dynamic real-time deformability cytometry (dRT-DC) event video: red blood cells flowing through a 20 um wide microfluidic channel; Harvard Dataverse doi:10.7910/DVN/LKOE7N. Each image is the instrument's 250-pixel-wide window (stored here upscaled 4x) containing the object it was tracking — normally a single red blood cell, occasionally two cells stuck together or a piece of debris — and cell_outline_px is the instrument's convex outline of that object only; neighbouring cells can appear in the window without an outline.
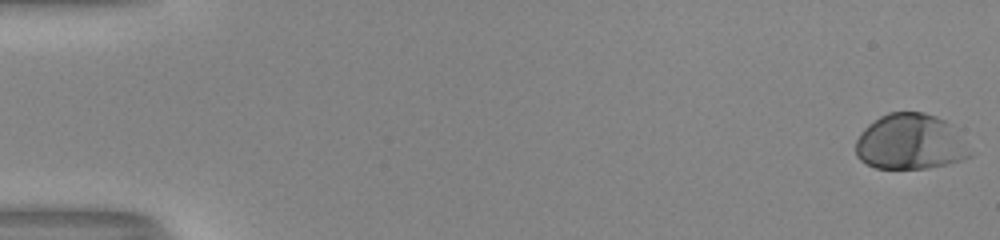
{"species": "human", "species_latin": "Homo sapiens", "temperature_condition": "room temperature", "stored_images_in_passage": 53, "camera_frame_rate_fps": 3000, "um_per_image_px": 0.085, "donor": {"sex": "male"}, "frame": {"image": 1, "passage_image": 1, "time_ms": 0.0, "image_size_px": [1000, 240], "cell_outline_px": [[972, 156], [964, 160], [928, 168], [876, 168], [860, 160], [856, 156], [856, 140], [860, 132], [868, 124], [880, 116], [888, 112], [924, 112], [936, 116], [944, 120], [948, 124]], "centroid_in_image_um": [77.29, 12.07], "position_along_channel_um": 7.7, "area_um2": 36.47}}
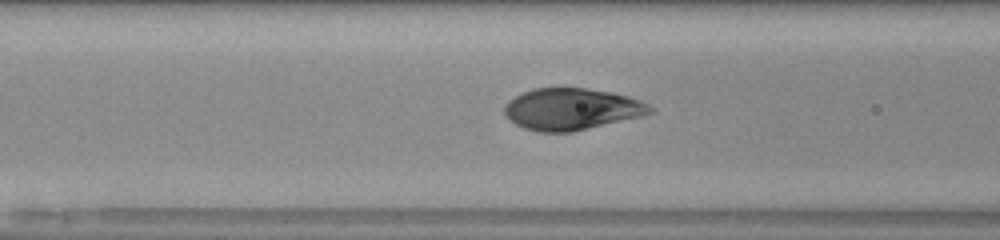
{"frame": {"image": 2, "passage_image": 23, "time_ms": 7.333, "image_size_px": [1000, 240], "cell_outline_px": [[656, 108], [652, 112], [640, 116], [572, 132], [536, 132], [524, 128], [508, 120], [504, 112], [504, 104], [508, 100], [532, 88], [564, 84], [612, 92], [628, 96], [640, 100]], "centroid_in_image_um": [48.54, 9.23], "position_along_channel_um": 118.1, "area_um2": 36.24}}
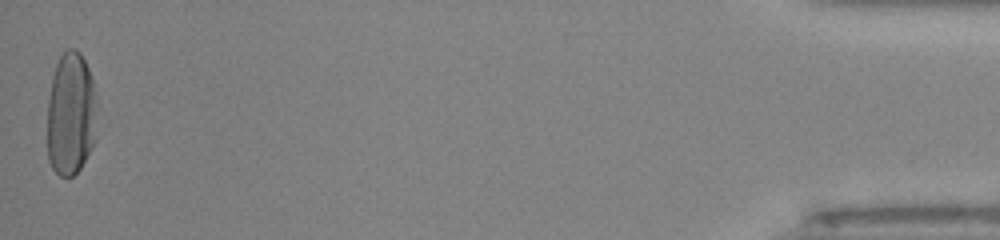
{"frame": {"image": 3, "passage_image": 53, "time_ms": 17.333, "image_size_px": [1000, 240], "cell_outline_px": [[96, 140], [80, 168], [72, 176], [60, 176], [52, 168], [48, 160], [48, 100], [52, 76], [56, 64], [60, 56], [68, 48], [72, 48], [80, 52], [92, 76]], "centroid_in_image_um": [6.0, 9.7], "position_along_channel_um": 429.2, "area_um2": 35.43}, "authors_computed_cell_mechanics": {"area_um2": 36.4718, "velocity_mm_per_s": 4.0384, "shape_relaxation_time_tau1_ms": 3.6634, "shape_relaxation_time_tau2_ms": null, "deformation_change_tau1": 0.2197, "deformation_change_tau2": null}}